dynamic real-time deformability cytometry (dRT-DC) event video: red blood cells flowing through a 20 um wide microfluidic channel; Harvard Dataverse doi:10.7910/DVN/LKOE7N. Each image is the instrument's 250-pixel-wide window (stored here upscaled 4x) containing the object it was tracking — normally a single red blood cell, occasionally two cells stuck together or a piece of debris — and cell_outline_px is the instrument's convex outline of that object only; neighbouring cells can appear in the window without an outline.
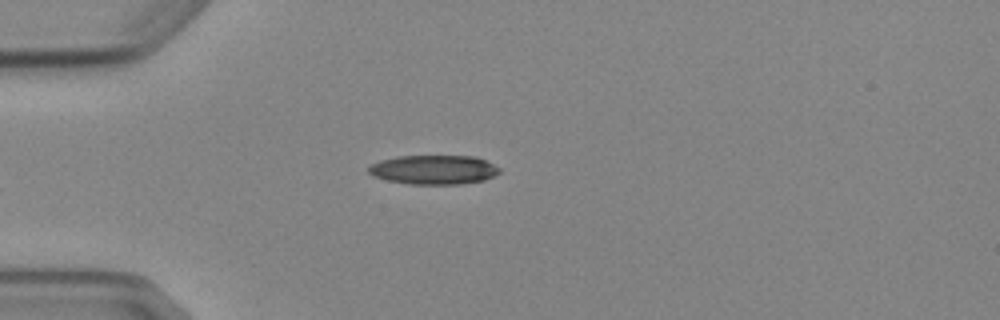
{"species": "Egyptian fruit bat (a non-hibernating species)", "species_latin": "Rousettus aegyptiacus", "temperature_condition": "cold", "stored_images_in_passage": 3, "camera_frame_rate_fps": 3000, "um_per_image_px": 0.085, "animal": {"sex": "female"}, "frame": {"image": 1, "passage_image": 3, "time_ms": 2.333, "image_size_px": [1000, 320], "cell_outline_px": [[500, 172], [484, 180], [460, 184], [408, 184], [388, 180], [372, 176], [368, 172], [368, 168], [372, 164], [380, 160], [396, 156], [476, 156], [500, 168]], "centroid_in_image_um": [36.85, 14.42], "position_along_channel_um": 48.2, "area_um2": 22.25}}